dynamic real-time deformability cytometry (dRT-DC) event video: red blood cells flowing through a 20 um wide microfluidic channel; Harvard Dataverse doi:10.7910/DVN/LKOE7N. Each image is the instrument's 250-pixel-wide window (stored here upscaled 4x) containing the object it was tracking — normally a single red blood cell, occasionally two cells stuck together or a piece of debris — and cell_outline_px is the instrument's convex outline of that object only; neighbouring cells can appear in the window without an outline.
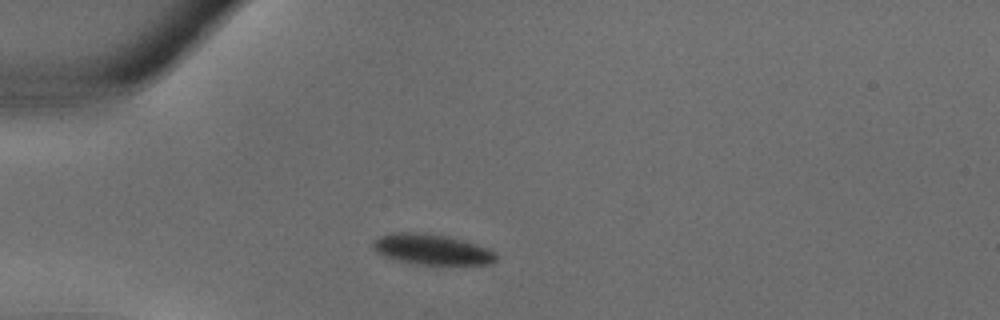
{"species": "common noctule bat (a hibernating species)", "species_latin": "Nyctalus noctula", "temperature_condition": "warm", "stored_images_in_passage": 27, "camera_frame_rate_fps": 3000, "um_per_image_px": 0.085, "animal": {"sex": "male", "body_mass_g": 18.8}, "frame": {"image": 1, "passage_image": 1, "time_ms": 0.0, "image_size_px": [1000, 320], "cell_outline_px": [[496, 260], [488, 264], [420, 264], [400, 260], [384, 256], [376, 252], [372, 248], [372, 240], [380, 236], [400, 232], [416, 232], [448, 236], [488, 248], [496, 256]], "centroid_in_image_um": [36.66, 21.19], "position_along_channel_um": 48.3, "area_um2": 21.44}}
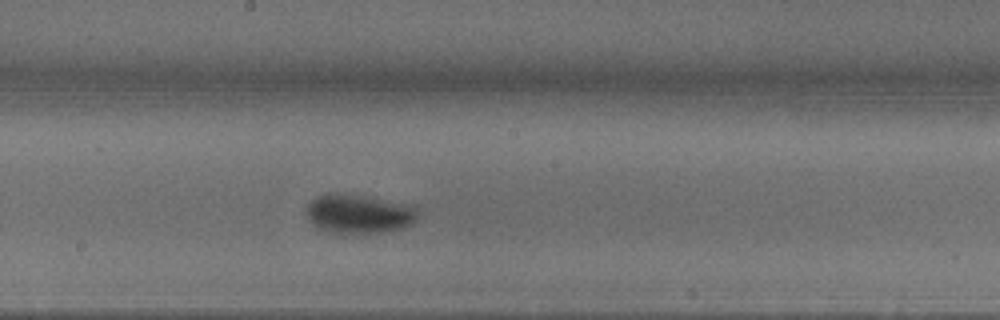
{"frame": {"image": 2, "passage_image": 11, "time_ms": 3.333, "image_size_px": [1000, 320], "cell_outline_px": [[416, 220], [412, 224], [404, 228], [364, 236], [344, 236], [316, 228], [308, 220], [304, 212], [304, 208], [312, 200], [328, 192], [364, 196], [412, 204], [416, 208]], "centroid_in_image_um": [30.46, 18.24], "position_along_channel_um": 217.7, "area_um2": 26.53}}
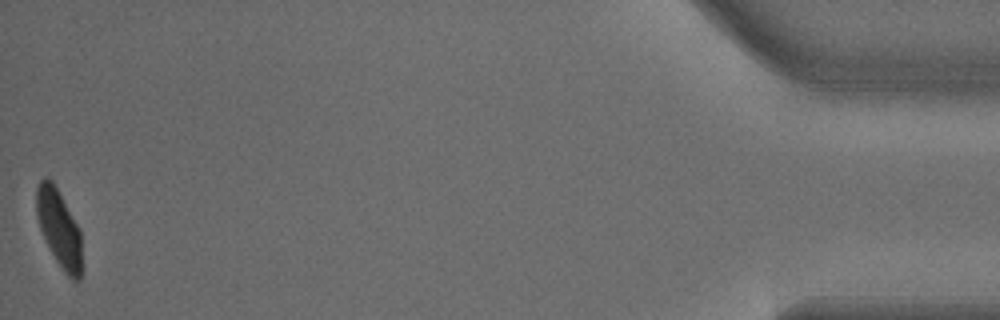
{"frame": {"image": 3, "passage_image": 27, "time_ms": 8.667, "image_size_px": [1000, 320], "cell_outline_px": [[80, 280], [72, 280], [64, 272], [48, 248], [44, 240], [36, 216], [36, 188], [40, 180], [44, 176], [52, 180], [80, 228]], "centroid_in_image_um": [4.98, 19.37], "position_along_channel_um": 430.2, "area_um2": 20.4}}